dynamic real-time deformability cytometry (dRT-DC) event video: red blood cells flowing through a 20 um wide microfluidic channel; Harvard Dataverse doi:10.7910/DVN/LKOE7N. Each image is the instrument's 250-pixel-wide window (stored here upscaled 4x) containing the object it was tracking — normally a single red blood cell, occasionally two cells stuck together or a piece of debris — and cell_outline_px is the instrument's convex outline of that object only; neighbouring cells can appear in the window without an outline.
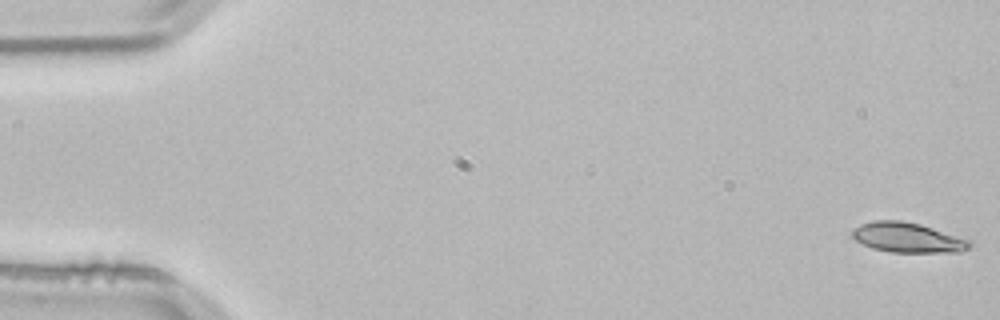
{"species": "common noctule bat (a hibernating species)", "species_latin": "Nyctalus noctula", "temperature_condition": "room temperature", "stored_images_in_passage": 54, "camera_frame_rate_fps": 3000, "um_per_image_px": 0.085, "animal": {"sex": "male", "body_mass_g": 21.5, "forearm_length_mm": 52.0}, "frame": {"image": 1, "passage_image": 1, "time_ms": 0.0, "image_size_px": [1000, 320], "cell_outline_px": [[972, 244], [968, 248], [960, 252], [892, 252], [872, 248], [856, 240], [852, 236], [852, 232], [860, 224], [872, 220], [900, 220], [920, 224], [972, 240]], "centroid_in_image_um": [77.18, 20.19], "position_along_channel_um": 7.8, "area_um2": 20.4}}
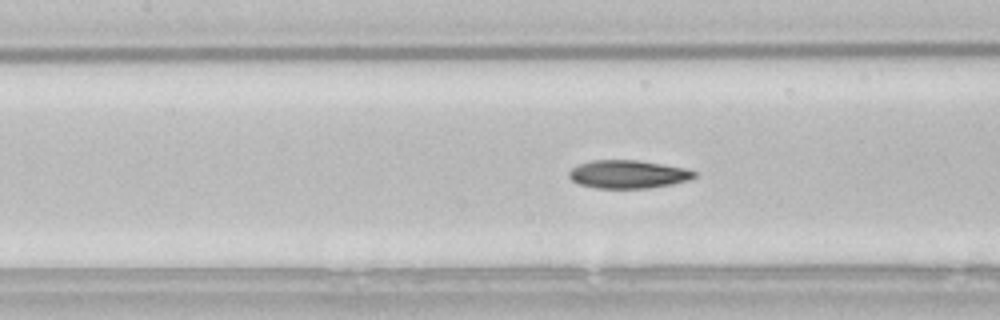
{"frame": {"image": 2, "passage_image": 24, "time_ms": 7.667, "image_size_px": [1000, 320], "cell_outline_px": [[696, 176], [688, 180], [672, 184], [648, 188], [596, 188], [580, 184], [572, 180], [568, 176], [568, 172], [572, 168], [580, 164], [592, 160], [640, 160], [684, 168], [696, 172]], "centroid_in_image_um": [53.37, 14.81], "position_along_channel_um": 154.0, "area_um2": 20.46}}
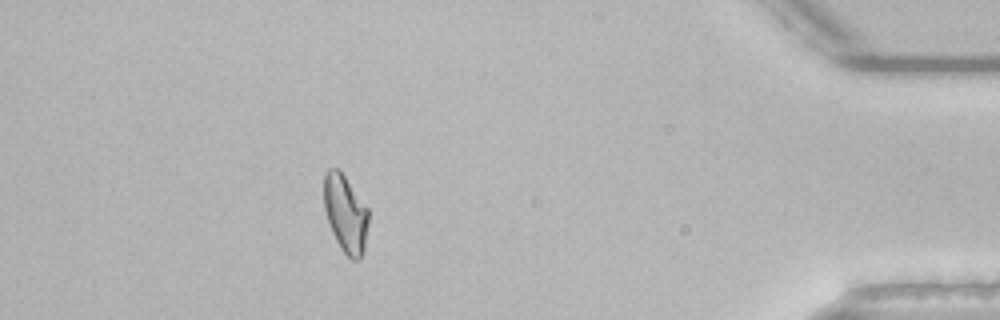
{"frame": {"image": 3, "passage_image": 48, "time_ms": 15.667, "image_size_px": [1000, 320], "cell_outline_px": [[368, 224], [364, 248], [360, 260], [352, 260], [340, 248], [332, 232], [324, 208], [324, 176], [328, 168], [340, 168], [368, 208]], "centroid_in_image_um": [29.37, 18.13], "position_along_channel_um": 405.8, "area_um2": 20.23}, "authors_computed_cell_mechanics": {"area_um2": 20.3745, "velocity_mm_per_s": 3.7888, "shape_relaxation_time_tau1_ms": 5.4887, "shape_relaxation_time_tau2_ms": 2.7098, "deformation_change_tau1": 0.161, "deformation_change_tau2": 0.0847}}